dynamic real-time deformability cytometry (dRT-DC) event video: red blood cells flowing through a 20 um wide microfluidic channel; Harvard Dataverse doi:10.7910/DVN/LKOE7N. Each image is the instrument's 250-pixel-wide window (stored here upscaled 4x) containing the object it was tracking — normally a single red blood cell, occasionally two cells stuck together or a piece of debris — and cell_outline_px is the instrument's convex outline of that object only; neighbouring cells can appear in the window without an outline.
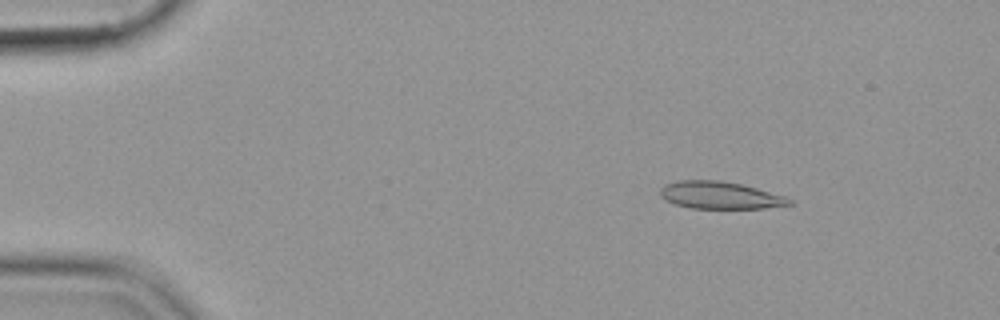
{"species": "common noctule bat (a hibernating species)", "species_latin": "Nyctalus noctula", "temperature_condition": "cold", "stored_images_in_passage": 55, "camera_frame_rate_fps": 3000, "um_per_image_px": 0.085, "animal": {"sex": "female", "body_mass_g": 19.9}, "frame": {"image": 1, "passage_image": 8, "time_ms": 2.333, "image_size_px": [1000, 320], "cell_outline_px": [[796, 204], [764, 208], [692, 208], [676, 204], [660, 196], [660, 188], [664, 184], [676, 180], [720, 180], [744, 184], [784, 196], [796, 200]], "centroid_in_image_um": [61.25, 16.58], "position_along_channel_um": 23.7, "area_um2": 20.75}}
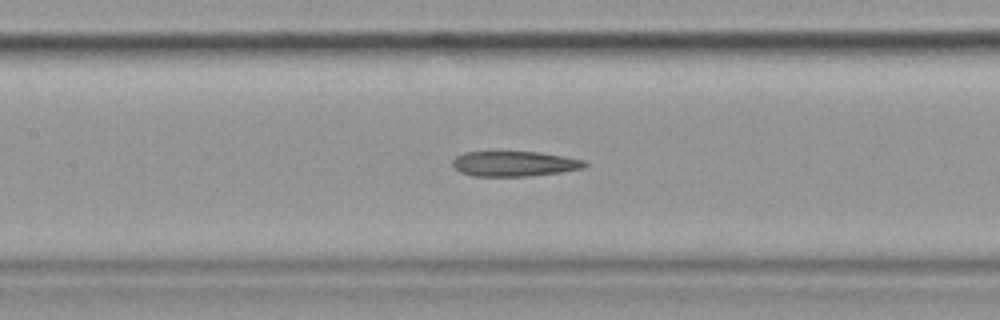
{"frame": {"image": 2, "passage_image": 26, "time_ms": 8.333, "image_size_px": [1000, 320], "cell_outline_px": [[588, 164], [584, 168], [564, 172], [528, 176], [472, 176], [460, 172], [452, 164], [452, 160], [456, 156], [464, 152], [536, 152], [564, 156], [584, 160]], "centroid_in_image_um": [43.73, 13.92], "position_along_channel_um": 163.7, "area_um2": 19.42}}
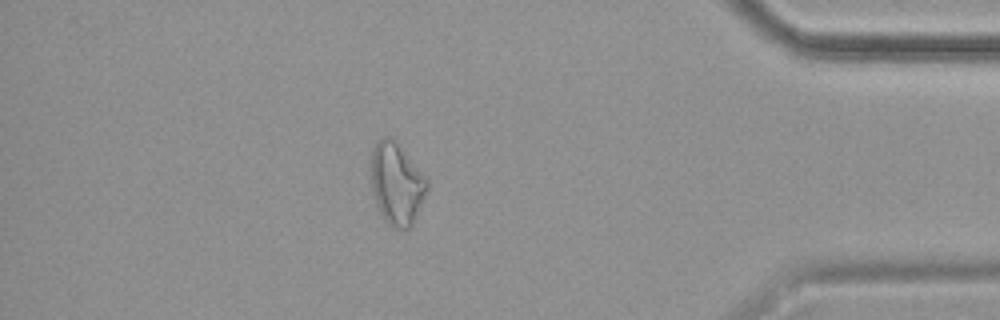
{"frame": {"image": 3, "passage_image": 48, "time_ms": 15.667, "image_size_px": [1000, 320], "cell_outline_px": [[428, 188], [412, 224], [408, 228], [400, 232], [392, 228], [384, 220], [376, 204], [372, 192], [368, 168], [372, 148], [376, 140], [384, 136], [388, 136], [396, 144], [428, 180]], "centroid_in_image_um": [33.64, 15.65], "position_along_channel_um": 401.6, "area_um2": 26.88}}